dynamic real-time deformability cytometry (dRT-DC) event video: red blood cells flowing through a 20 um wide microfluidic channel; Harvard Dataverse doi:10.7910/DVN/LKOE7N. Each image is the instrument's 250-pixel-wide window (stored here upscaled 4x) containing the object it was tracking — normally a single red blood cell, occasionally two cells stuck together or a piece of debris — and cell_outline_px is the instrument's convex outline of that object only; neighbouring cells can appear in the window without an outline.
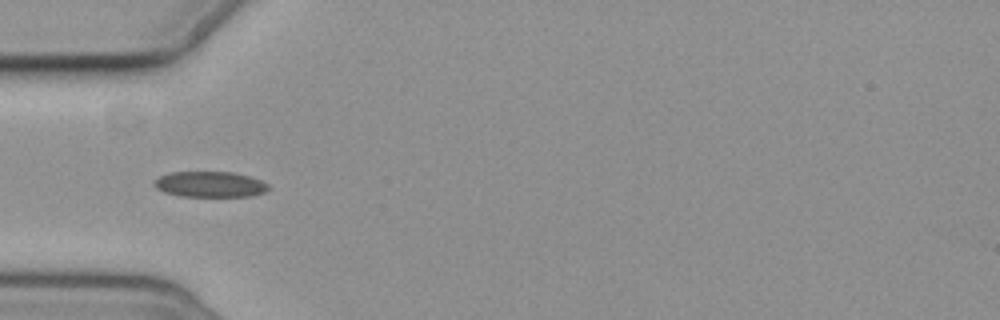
{"species": "common noctule bat (a hibernating species)", "species_latin": "Nyctalus noctula", "temperature_condition": "cold", "stored_images_in_passage": 14, "camera_frame_rate_fps": 3000, "um_per_image_px": 0.085, "animal": {"sex": "female", "body_mass_g": 19.3, "forearm_length_mm": 54.1}, "frame": {"image": 1, "passage_image": 4, "time_ms": 4.333, "image_size_px": [1000, 320], "cell_outline_px": [[268, 188], [264, 192], [252, 196], [180, 196], [164, 192], [156, 188], [152, 184], [152, 180], [168, 172], [232, 172], [248, 176], [260, 180], [268, 184]], "centroid_in_image_um": [17.78, 15.66], "position_along_channel_um": 67.2, "area_um2": 17.11}}
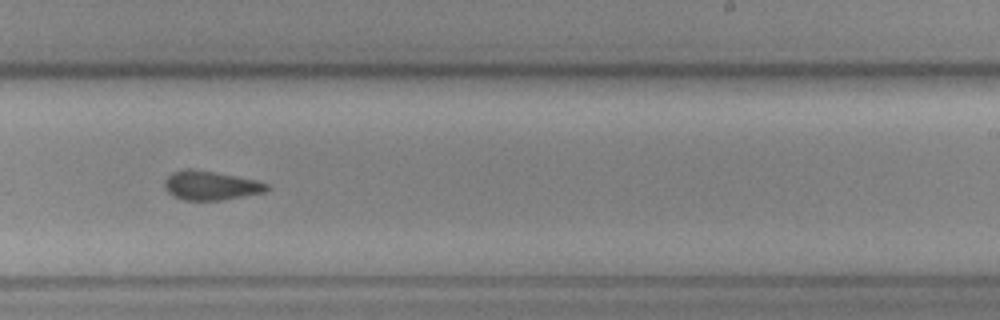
{"frame": {"image": 2, "passage_image": 9, "time_ms": 10.0, "image_size_px": [1000, 320], "cell_outline_px": [[268, 188], [264, 192], [220, 200], [184, 200], [172, 196], [164, 188], [164, 180], [172, 172], [184, 168], [192, 168], [236, 176], [256, 180], [268, 184]], "centroid_in_image_um": [17.84, 15.76], "position_along_channel_um": 271.2, "area_um2": 17.28}}
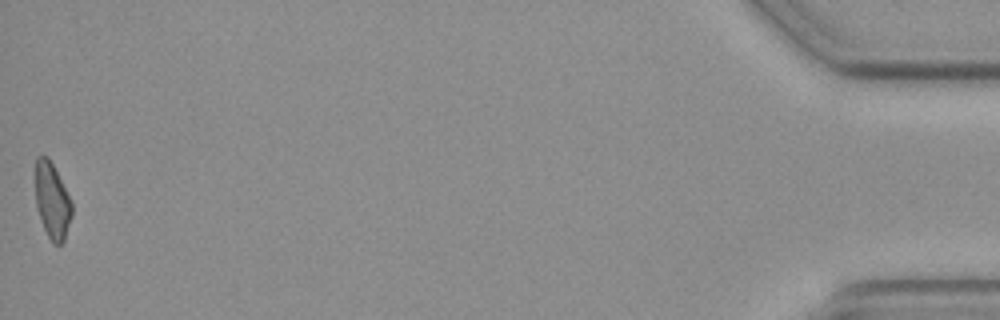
{"frame": {"image": 3, "passage_image": 14, "time_ms": 17.333, "image_size_px": [1000, 320], "cell_outline_px": [[72, 216], [64, 240], [60, 244], [52, 244], [44, 228], [36, 208], [36, 156], [48, 156], [72, 204]], "centroid_in_image_um": [4.42, 17.1], "position_along_channel_um": 430.8, "area_um2": 15.78}, "authors_computed_cell_mechanics": {"area_um2": 17.2244, "velocity_mm_per_s": 3.6279, "shape_relaxation_time_tau1_ms": 6.0897, "shape_relaxation_time_tau2_ms": 2.6003, "deformation_change_tau1": 0.0808, "deformation_change_tau2": 0.0599}}